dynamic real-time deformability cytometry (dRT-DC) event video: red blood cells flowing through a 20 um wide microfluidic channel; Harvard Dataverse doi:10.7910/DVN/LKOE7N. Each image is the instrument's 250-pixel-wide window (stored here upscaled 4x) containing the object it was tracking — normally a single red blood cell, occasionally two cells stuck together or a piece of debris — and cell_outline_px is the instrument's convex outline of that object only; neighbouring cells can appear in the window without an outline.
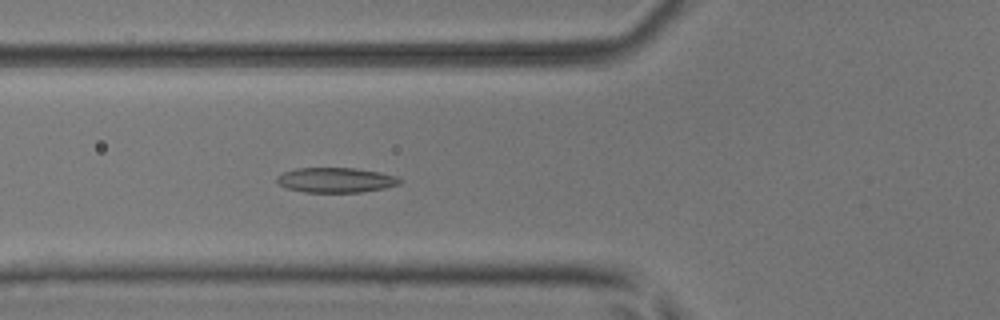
{"species": "common noctule bat (a hibernating species)", "species_latin": "Nyctalus noctula", "temperature_condition": "room temperature", "stored_images_in_passage": 53, "camera_frame_rate_fps": 3000, "um_per_image_px": 0.085, "animal": {"sex": "male", "body_mass_g": 17.9, "forearm_length_mm": 54.2}, "frame": {"image": 1, "passage_image": 20, "time_ms": 6.333, "image_size_px": [1000, 320], "cell_outline_px": [[404, 180], [400, 184], [384, 188], [360, 192], [304, 192], [284, 188], [276, 180], [276, 176], [284, 172], [296, 168], [352, 168], [380, 172], [396, 176]], "centroid_in_image_um": [28.54, 15.3], "position_along_channel_um": 97.3, "area_um2": 17.92}}
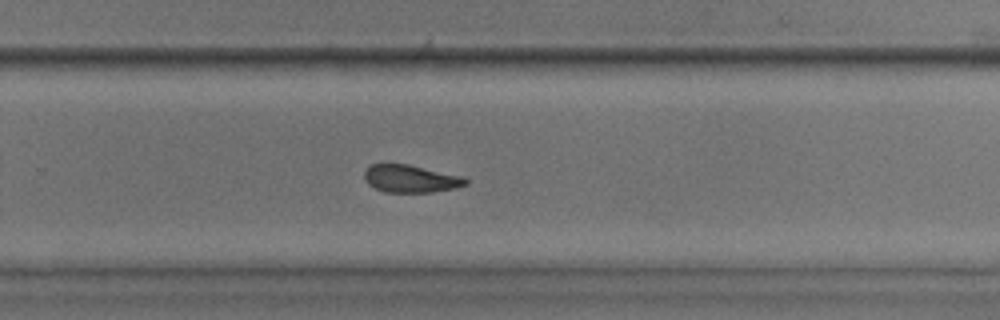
{"frame": {"image": 2, "passage_image": 35, "time_ms": 11.333, "image_size_px": [1000, 320], "cell_outline_px": [[468, 184], [456, 188], [432, 192], [384, 192], [368, 184], [364, 180], [364, 172], [372, 164], [408, 164], [460, 176], [468, 180]], "centroid_in_image_um": [34.89, 15.2], "position_along_channel_um": 294.9, "area_um2": 16.13}}
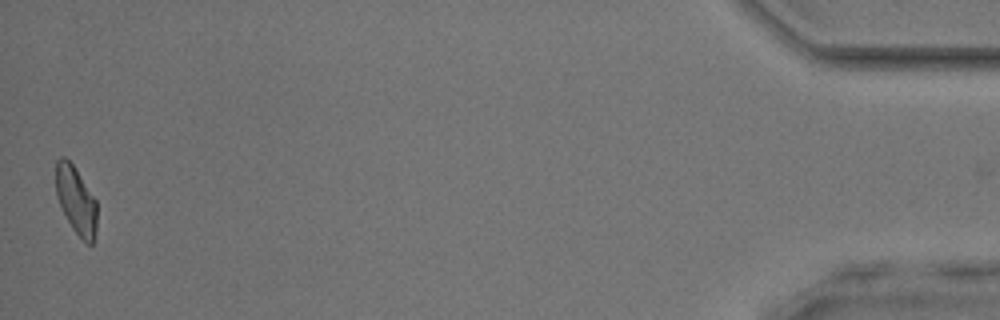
{"frame": {"image": 3, "passage_image": 52, "time_ms": 17.0, "image_size_px": [1000, 320], "cell_outline_px": [[96, 232], [92, 244], [88, 244], [72, 228], [56, 196], [56, 160], [60, 156], [64, 156], [72, 164], [96, 200]], "centroid_in_image_um": [6.45, 17.01], "position_along_channel_um": 428.7, "area_um2": 15.84}}